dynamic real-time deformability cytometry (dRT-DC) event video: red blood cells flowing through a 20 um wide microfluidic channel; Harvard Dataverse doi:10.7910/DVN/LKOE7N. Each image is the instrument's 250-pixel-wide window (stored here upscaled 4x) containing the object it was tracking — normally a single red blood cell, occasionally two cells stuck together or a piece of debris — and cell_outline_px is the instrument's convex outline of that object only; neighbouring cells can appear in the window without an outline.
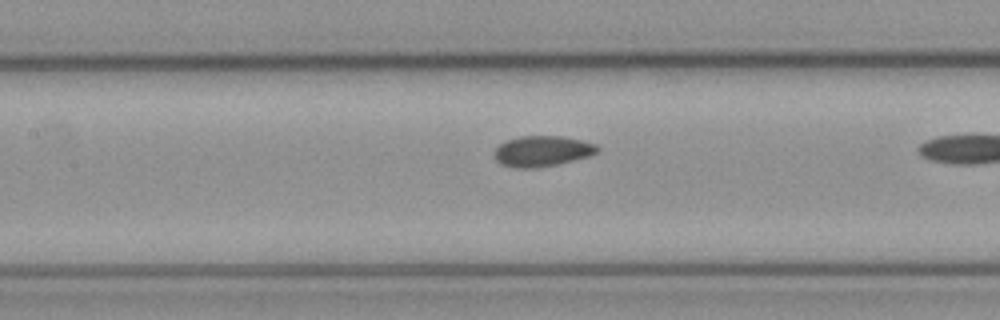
{"species": "common noctule bat (a hibernating species)", "species_latin": "Nyctalus noctula", "temperature_condition": "cold", "stored_images_in_passage": 22, "camera_frame_rate_fps": 3000, "um_per_image_px": 0.085, "animal": {"sex": "female", "body_mass_g": 21.9}, "frame": {"image": 1, "passage_image": 21, "time_ms": 6.667, "image_size_px": [1000, 320], "cell_outline_px": [[600, 148], [592, 156], [556, 164], [536, 168], [512, 168], [500, 164], [496, 160], [492, 152], [500, 144], [508, 140], [520, 136], [560, 136], [580, 140], [596, 144]], "centroid_in_image_um": [46.06, 12.86], "position_along_channel_um": 161.3, "area_um2": 18.5}}